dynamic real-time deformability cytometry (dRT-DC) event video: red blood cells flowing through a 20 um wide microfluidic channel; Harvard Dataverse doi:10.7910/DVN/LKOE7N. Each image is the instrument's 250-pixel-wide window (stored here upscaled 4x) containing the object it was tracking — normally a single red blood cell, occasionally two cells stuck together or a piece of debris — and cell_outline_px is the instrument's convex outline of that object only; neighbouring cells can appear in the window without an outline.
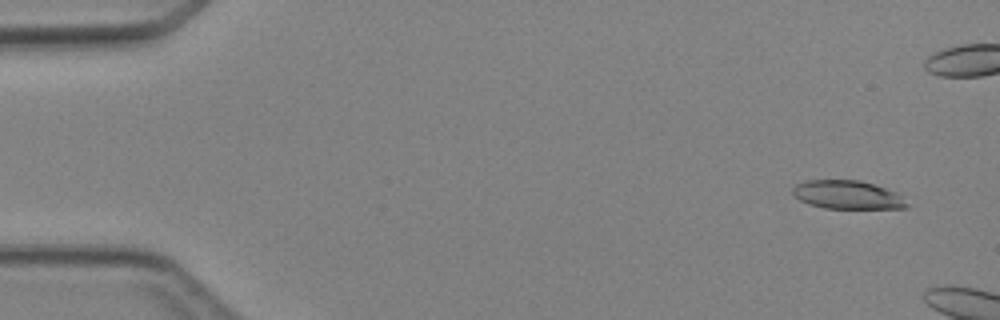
{"species": "Egyptian fruit bat (a non-hibernating species)", "species_latin": "Rousettus aegyptiacus", "temperature_condition": "cold", "stored_images_in_passage": 3, "camera_frame_rate_fps": 3000, "um_per_image_px": 0.085, "animal": {"sex": "female"}, "frame": {"image": 1, "passage_image": 1, "time_ms": 0.0, "image_size_px": [1000, 320], "cell_outline_px": [[908, 208], [824, 208], [808, 204], [800, 200], [792, 192], [792, 188], [796, 184], [804, 180], [860, 180], [896, 192], [908, 204]], "centroid_in_image_um": [71.99, 16.55], "position_along_channel_um": 13.0, "area_um2": 18.79}}